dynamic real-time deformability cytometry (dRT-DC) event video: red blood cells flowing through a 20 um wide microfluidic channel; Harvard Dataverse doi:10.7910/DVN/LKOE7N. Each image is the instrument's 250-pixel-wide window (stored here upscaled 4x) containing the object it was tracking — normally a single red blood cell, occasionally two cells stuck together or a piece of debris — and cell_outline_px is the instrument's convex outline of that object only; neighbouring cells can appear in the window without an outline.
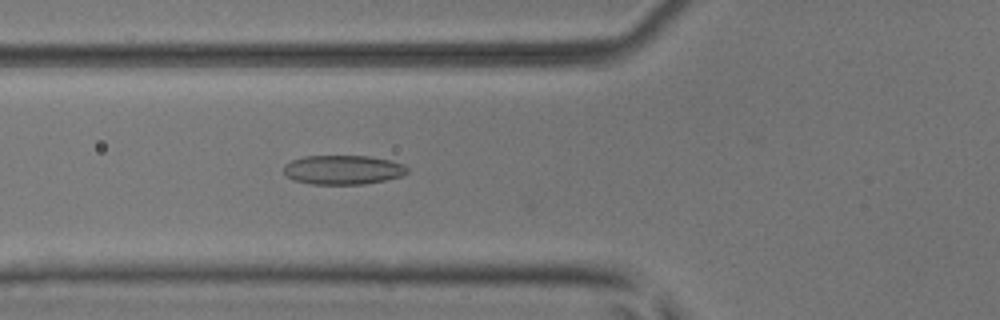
{"species": "common noctule bat (a hibernating species)", "species_latin": "Nyctalus noctula", "temperature_condition": "room temperature", "stored_images_in_passage": 40, "camera_frame_rate_fps": 3000, "um_per_image_px": 0.085, "animal": {"sex": "male", "body_mass_g": 17.9, "forearm_length_mm": 54.2}, "frame": {"image": 1, "passage_image": 8, "time_ms": 2.333, "image_size_px": [1000, 320], "cell_outline_px": [[408, 172], [400, 176], [384, 180], [364, 184], [312, 184], [292, 180], [284, 172], [284, 164], [292, 160], [304, 156], [368, 156], [388, 160], [404, 164], [408, 168]], "centroid_in_image_um": [29.13, 14.43], "position_along_channel_um": 96.7, "area_um2": 20.98}}
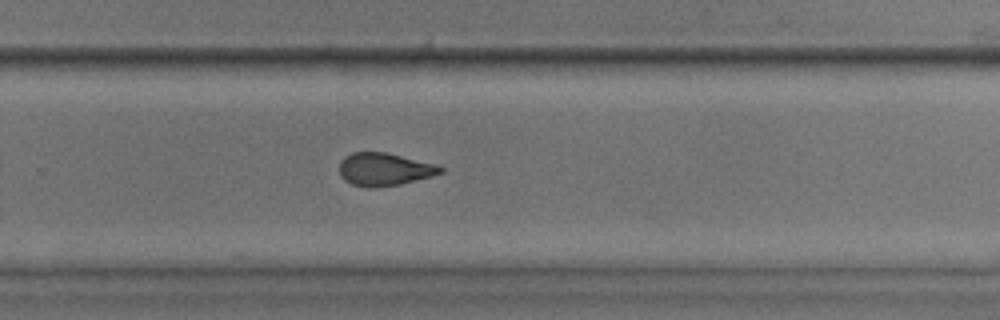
{"frame": {"image": 2, "passage_image": 23, "time_ms": 7.333, "image_size_px": [1000, 320], "cell_outline_px": [[444, 172], [432, 176], [400, 184], [372, 188], [352, 184], [344, 180], [340, 176], [340, 160], [344, 156], [352, 152], [388, 152], [432, 164], [444, 168]], "centroid_in_image_um": [32.63, 14.39], "position_along_channel_um": 297.2, "area_um2": 19.25}}
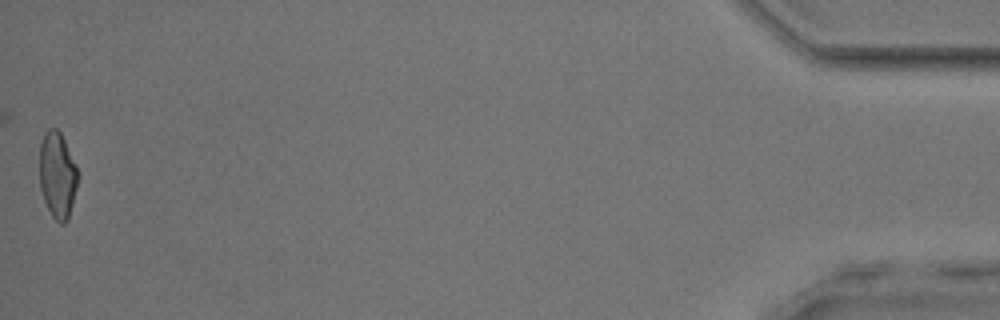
{"frame": {"image": 3, "passage_image": 40, "time_ms": 13.0, "image_size_px": [1000, 320], "cell_outline_px": [[80, 176], [68, 220], [64, 224], [60, 224], [52, 216], [44, 200], [40, 188], [40, 140], [44, 132], [48, 128], [56, 128], [60, 132], [76, 164]], "centroid_in_image_um": [4.89, 14.88], "position_along_channel_um": 430.3, "area_um2": 19.54}, "authors_computed_cell_mechanics": {"area_um2": 19.5942, "velocity_mm_per_s": 4.0186, "shape_relaxation_time_tau1_ms": null, "shape_relaxation_time_tau2_ms": 2.0073, "deformation_change_tau1": null, "deformation_change_tau2": 0.0976}}